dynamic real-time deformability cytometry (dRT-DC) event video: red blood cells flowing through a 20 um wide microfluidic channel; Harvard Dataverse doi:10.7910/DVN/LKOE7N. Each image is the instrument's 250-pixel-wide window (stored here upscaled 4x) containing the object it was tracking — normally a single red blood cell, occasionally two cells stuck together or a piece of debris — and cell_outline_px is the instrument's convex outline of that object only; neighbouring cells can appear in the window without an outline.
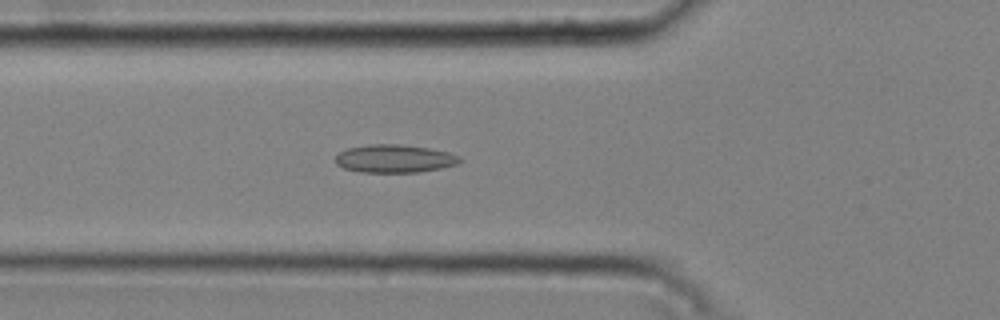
{"species": "common noctule bat (a hibernating species)", "species_latin": "Nyctalus noctula", "temperature_condition": "cold", "stored_images_in_passage": 47, "camera_frame_rate_fps": 3000, "um_per_image_px": 0.085, "animal": {"sex": "male", "body_mass_g": 20.4}, "frame": {"image": 1, "passage_image": 19, "time_ms": 6.0, "image_size_px": [1000, 320], "cell_outline_px": [[464, 160], [456, 164], [440, 168], [420, 172], [360, 172], [344, 168], [336, 164], [336, 156], [340, 152], [348, 148], [368, 144], [396, 144], [428, 148], [448, 152], [460, 156]], "centroid_in_image_um": [33.54, 13.48], "position_along_channel_um": 92.3, "area_um2": 20.23}}
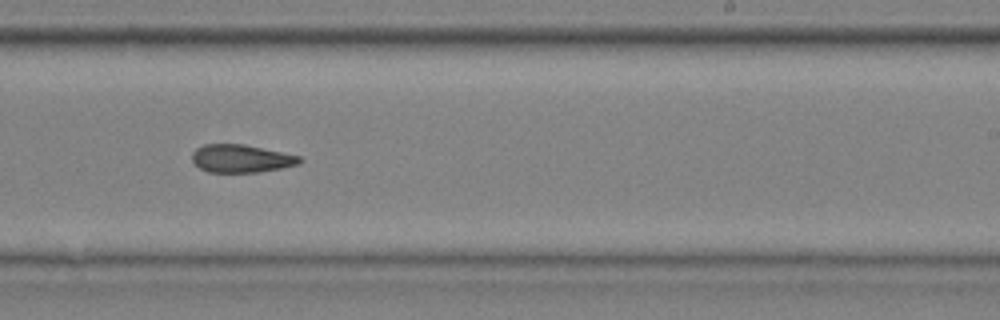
{"frame": {"image": 2, "passage_image": 33, "time_ms": 10.667, "image_size_px": [1000, 320], "cell_outline_px": [[304, 160], [300, 164], [260, 172], [208, 172], [200, 168], [192, 160], [192, 152], [196, 148], [204, 144], [244, 144], [300, 156]], "centroid_in_image_um": [20.51, 13.47], "position_along_channel_um": 268.5, "area_um2": 17.51}}
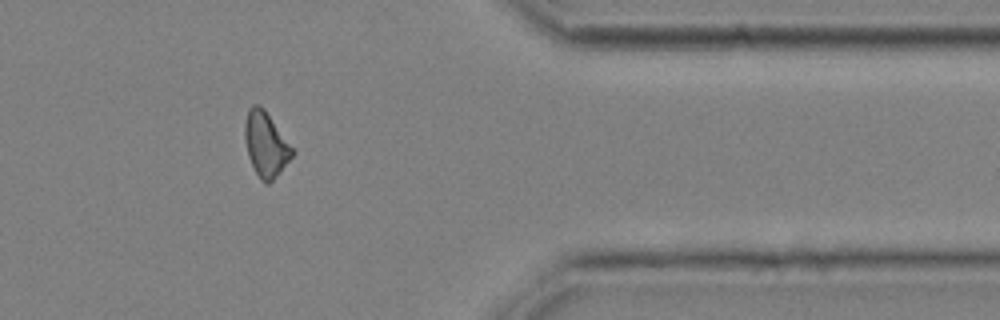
{"frame": {"image": 3, "passage_image": 44, "time_ms": 14.333, "image_size_px": [1000, 320], "cell_outline_px": [[296, 152], [280, 172], [268, 184], [264, 184], [260, 180], [248, 156], [244, 136], [244, 124], [248, 108], [252, 104], [260, 104], [264, 108]], "centroid_in_image_um": [22.58, 12.25], "position_along_channel_um": 388.8, "area_um2": 17.98}, "authors_computed_cell_mechanics": {"area_um2": 18.8428, "velocity_mm_per_s": 3.7716, "shape_relaxation_time_tau1_ms": null, "shape_relaxation_time_tau2_ms": 4.2022, "deformation_change_tau1": null, "deformation_change_tau2": 0.1128}}